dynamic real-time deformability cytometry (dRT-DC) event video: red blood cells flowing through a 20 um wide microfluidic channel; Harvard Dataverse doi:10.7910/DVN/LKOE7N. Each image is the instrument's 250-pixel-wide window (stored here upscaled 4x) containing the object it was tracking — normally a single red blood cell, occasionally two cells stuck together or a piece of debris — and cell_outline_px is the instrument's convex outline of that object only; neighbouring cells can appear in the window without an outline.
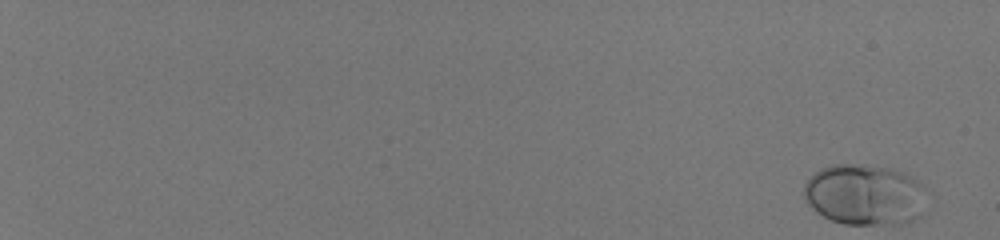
{"species": "human", "species_latin": "Homo sapiens", "temperature_condition": "room temperature", "stored_images_in_passage": 54, "camera_frame_rate_fps": 3000, "um_per_image_px": 0.085, "donor": {"sex": "male"}, "frame": {"image": 1, "passage_image": 1, "time_ms": 0.0, "image_size_px": [1000, 240], "cell_outline_px": [[924, 188], [920, 216], [904, 224], [844, 224], [832, 220], [816, 212], [804, 200], [804, 184], [820, 168], [832, 164], [848, 164], [888, 168], [912, 176]], "centroid_in_image_um": [73.45, 16.56], "position_along_channel_um": 11.5, "area_um2": 43.18}}
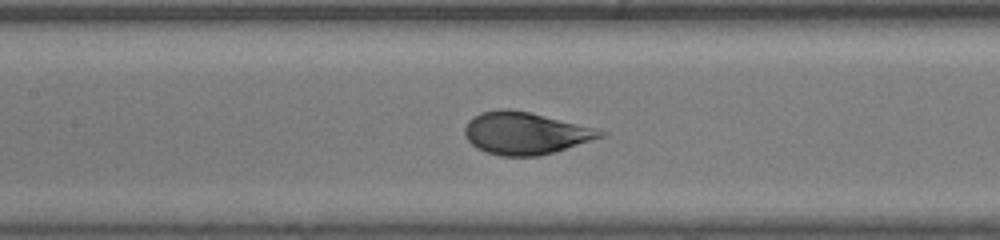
{"frame": {"image": 2, "passage_image": 31, "time_ms": 10.0, "image_size_px": [1000, 240], "cell_outline_px": [[608, 132], [604, 136], [540, 156], [500, 156], [484, 152], [476, 148], [464, 136], [464, 128], [468, 120], [472, 116], [480, 112], [500, 108], [508, 108], [528, 112], [596, 128]], "centroid_in_image_um": [44.59, 11.32], "position_along_channel_um": 162.8, "area_um2": 33.41}}
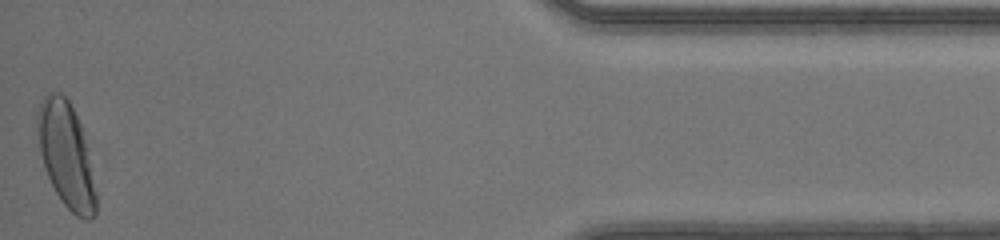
{"frame": {"image": 3, "passage_image": 54, "time_ms": 17.667, "image_size_px": [1000, 240], "cell_outline_px": [[96, 212], [88, 220], [84, 220], [76, 216], [60, 200], [44, 168], [40, 152], [36, 128], [36, 112], [40, 100], [48, 92], [60, 92], [68, 100], [80, 124], [88, 148], [96, 192]], "centroid_in_image_um": [5.6, 13.16], "position_along_channel_um": 429.6, "area_um2": 35.89}, "authors_computed_cell_mechanics": {"area_um2": 34.2176, "velocity_mm_per_s": 4.1495, "shape_relaxation_time_tau1_ms": 4.7305, "shape_relaxation_time_tau2_ms": null, "deformation_change_tau1": 0.1824, "deformation_change_tau2": null}}